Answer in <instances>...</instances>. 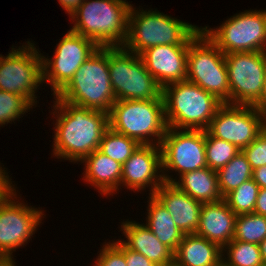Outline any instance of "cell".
Returning a JSON list of instances; mask_svg holds the SVG:
<instances>
[{"mask_svg":"<svg viewBox=\"0 0 266 266\" xmlns=\"http://www.w3.org/2000/svg\"><path fill=\"white\" fill-rule=\"evenodd\" d=\"M131 3L127 0H84L69 16L71 30L99 47H122L128 35Z\"/></svg>","mask_w":266,"mask_h":266,"instance_id":"7a4b0ae2","label":"cell"},{"mask_svg":"<svg viewBox=\"0 0 266 266\" xmlns=\"http://www.w3.org/2000/svg\"><path fill=\"white\" fill-rule=\"evenodd\" d=\"M84 0H58L60 6L70 16Z\"/></svg>","mask_w":266,"mask_h":266,"instance_id":"f35d334b","label":"cell"},{"mask_svg":"<svg viewBox=\"0 0 266 266\" xmlns=\"http://www.w3.org/2000/svg\"><path fill=\"white\" fill-rule=\"evenodd\" d=\"M261 115L266 118V74L263 84V90L261 96L258 100L252 105Z\"/></svg>","mask_w":266,"mask_h":266,"instance_id":"8d00e7d4","label":"cell"},{"mask_svg":"<svg viewBox=\"0 0 266 266\" xmlns=\"http://www.w3.org/2000/svg\"><path fill=\"white\" fill-rule=\"evenodd\" d=\"M254 213L266 216V188H260L254 207Z\"/></svg>","mask_w":266,"mask_h":266,"instance_id":"d590c367","label":"cell"},{"mask_svg":"<svg viewBox=\"0 0 266 266\" xmlns=\"http://www.w3.org/2000/svg\"><path fill=\"white\" fill-rule=\"evenodd\" d=\"M164 182L160 145H139L123 164L121 189L141 193L149 187V195H153Z\"/></svg>","mask_w":266,"mask_h":266,"instance_id":"2e32d148","label":"cell"},{"mask_svg":"<svg viewBox=\"0 0 266 266\" xmlns=\"http://www.w3.org/2000/svg\"><path fill=\"white\" fill-rule=\"evenodd\" d=\"M222 262V248L196 234H184L174 252L175 266H218Z\"/></svg>","mask_w":266,"mask_h":266,"instance_id":"7402d4cb","label":"cell"},{"mask_svg":"<svg viewBox=\"0 0 266 266\" xmlns=\"http://www.w3.org/2000/svg\"><path fill=\"white\" fill-rule=\"evenodd\" d=\"M0 266H17L14 259H0Z\"/></svg>","mask_w":266,"mask_h":266,"instance_id":"60d3db41","label":"cell"},{"mask_svg":"<svg viewBox=\"0 0 266 266\" xmlns=\"http://www.w3.org/2000/svg\"><path fill=\"white\" fill-rule=\"evenodd\" d=\"M236 218L237 215L228 207L224 199L203 203L195 234L223 248L234 238Z\"/></svg>","mask_w":266,"mask_h":266,"instance_id":"ffe728a7","label":"cell"},{"mask_svg":"<svg viewBox=\"0 0 266 266\" xmlns=\"http://www.w3.org/2000/svg\"><path fill=\"white\" fill-rule=\"evenodd\" d=\"M160 146L165 182L173 183L178 179L177 176L208 167L205 153V130L168 127ZM172 171L178 172L176 178L170 174Z\"/></svg>","mask_w":266,"mask_h":266,"instance_id":"7c38bea8","label":"cell"},{"mask_svg":"<svg viewBox=\"0 0 266 266\" xmlns=\"http://www.w3.org/2000/svg\"><path fill=\"white\" fill-rule=\"evenodd\" d=\"M130 7L128 35L123 47L139 55L157 45H189L201 26L171 17L153 9ZM142 9V10H141Z\"/></svg>","mask_w":266,"mask_h":266,"instance_id":"3957f363","label":"cell"},{"mask_svg":"<svg viewBox=\"0 0 266 266\" xmlns=\"http://www.w3.org/2000/svg\"><path fill=\"white\" fill-rule=\"evenodd\" d=\"M265 120L253 106L224 103L206 131L213 137L232 143L241 151L264 130Z\"/></svg>","mask_w":266,"mask_h":266,"instance_id":"9a60e30c","label":"cell"},{"mask_svg":"<svg viewBox=\"0 0 266 266\" xmlns=\"http://www.w3.org/2000/svg\"><path fill=\"white\" fill-rule=\"evenodd\" d=\"M139 145L136 140L108 128L102 136L99 150L123 165Z\"/></svg>","mask_w":266,"mask_h":266,"instance_id":"4316f807","label":"cell"},{"mask_svg":"<svg viewBox=\"0 0 266 266\" xmlns=\"http://www.w3.org/2000/svg\"><path fill=\"white\" fill-rule=\"evenodd\" d=\"M16 188L0 199V259H13V252L32 240L46 216L44 210L19 200Z\"/></svg>","mask_w":266,"mask_h":266,"instance_id":"8fae6325","label":"cell"},{"mask_svg":"<svg viewBox=\"0 0 266 266\" xmlns=\"http://www.w3.org/2000/svg\"><path fill=\"white\" fill-rule=\"evenodd\" d=\"M162 97L167 126L174 129L206 130L224 104L188 80L165 85Z\"/></svg>","mask_w":266,"mask_h":266,"instance_id":"5b68a950","label":"cell"},{"mask_svg":"<svg viewBox=\"0 0 266 266\" xmlns=\"http://www.w3.org/2000/svg\"><path fill=\"white\" fill-rule=\"evenodd\" d=\"M55 100V101H54ZM53 100L52 155L78 163L99 149L104 132L109 128L108 113ZM54 111V112H53ZM55 116V117H54Z\"/></svg>","mask_w":266,"mask_h":266,"instance_id":"6da1fadb","label":"cell"},{"mask_svg":"<svg viewBox=\"0 0 266 266\" xmlns=\"http://www.w3.org/2000/svg\"><path fill=\"white\" fill-rule=\"evenodd\" d=\"M102 245L93 266H127L125 255L111 241Z\"/></svg>","mask_w":266,"mask_h":266,"instance_id":"d6a6232c","label":"cell"},{"mask_svg":"<svg viewBox=\"0 0 266 266\" xmlns=\"http://www.w3.org/2000/svg\"><path fill=\"white\" fill-rule=\"evenodd\" d=\"M253 170L244 153L240 151L223 168L217 171L219 191L224 198L228 193L238 188L252 178Z\"/></svg>","mask_w":266,"mask_h":266,"instance_id":"d4e9b609","label":"cell"},{"mask_svg":"<svg viewBox=\"0 0 266 266\" xmlns=\"http://www.w3.org/2000/svg\"><path fill=\"white\" fill-rule=\"evenodd\" d=\"M252 170L266 165V131L263 130L255 140L241 150Z\"/></svg>","mask_w":266,"mask_h":266,"instance_id":"1f68e13d","label":"cell"},{"mask_svg":"<svg viewBox=\"0 0 266 266\" xmlns=\"http://www.w3.org/2000/svg\"><path fill=\"white\" fill-rule=\"evenodd\" d=\"M153 195L172 215L174 223L183 234L196 233L202 203L170 182H164Z\"/></svg>","mask_w":266,"mask_h":266,"instance_id":"ac0fdd59","label":"cell"},{"mask_svg":"<svg viewBox=\"0 0 266 266\" xmlns=\"http://www.w3.org/2000/svg\"><path fill=\"white\" fill-rule=\"evenodd\" d=\"M126 240L120 241L130 250L144 255L157 266L174 264V252L163 244L153 232L143 223L129 220L120 224Z\"/></svg>","mask_w":266,"mask_h":266,"instance_id":"d6986e66","label":"cell"},{"mask_svg":"<svg viewBox=\"0 0 266 266\" xmlns=\"http://www.w3.org/2000/svg\"><path fill=\"white\" fill-rule=\"evenodd\" d=\"M36 47L28 40L18 48L12 46L7 56L0 54V90L19 94L35 107L43 83L42 53Z\"/></svg>","mask_w":266,"mask_h":266,"instance_id":"30bf717a","label":"cell"},{"mask_svg":"<svg viewBox=\"0 0 266 266\" xmlns=\"http://www.w3.org/2000/svg\"><path fill=\"white\" fill-rule=\"evenodd\" d=\"M83 181L99 190L100 195L109 197L121 190L123 165L106 156L99 149L84 157Z\"/></svg>","mask_w":266,"mask_h":266,"instance_id":"44dd1931","label":"cell"},{"mask_svg":"<svg viewBox=\"0 0 266 266\" xmlns=\"http://www.w3.org/2000/svg\"><path fill=\"white\" fill-rule=\"evenodd\" d=\"M252 179L260 188H266V165L253 170Z\"/></svg>","mask_w":266,"mask_h":266,"instance_id":"74e56055","label":"cell"},{"mask_svg":"<svg viewBox=\"0 0 266 266\" xmlns=\"http://www.w3.org/2000/svg\"><path fill=\"white\" fill-rule=\"evenodd\" d=\"M53 99L109 113L116 101L108 66V47H99Z\"/></svg>","mask_w":266,"mask_h":266,"instance_id":"277c9868","label":"cell"},{"mask_svg":"<svg viewBox=\"0 0 266 266\" xmlns=\"http://www.w3.org/2000/svg\"><path fill=\"white\" fill-rule=\"evenodd\" d=\"M5 169L6 168H2V165H0V199L15 186V183H12L14 181H11L12 179L8 175V171Z\"/></svg>","mask_w":266,"mask_h":266,"instance_id":"e575fe53","label":"cell"},{"mask_svg":"<svg viewBox=\"0 0 266 266\" xmlns=\"http://www.w3.org/2000/svg\"><path fill=\"white\" fill-rule=\"evenodd\" d=\"M109 128L140 145H161L168 128L164 100H116L108 113Z\"/></svg>","mask_w":266,"mask_h":266,"instance_id":"8992f818","label":"cell"},{"mask_svg":"<svg viewBox=\"0 0 266 266\" xmlns=\"http://www.w3.org/2000/svg\"><path fill=\"white\" fill-rule=\"evenodd\" d=\"M201 30L224 54L265 51L266 9L244 10L214 29L205 26Z\"/></svg>","mask_w":266,"mask_h":266,"instance_id":"9c48e42d","label":"cell"},{"mask_svg":"<svg viewBox=\"0 0 266 266\" xmlns=\"http://www.w3.org/2000/svg\"><path fill=\"white\" fill-rule=\"evenodd\" d=\"M52 58L42 54L43 83H48L56 96L72 79L79 67L99 48L92 40L67 31Z\"/></svg>","mask_w":266,"mask_h":266,"instance_id":"4fadbf2b","label":"cell"},{"mask_svg":"<svg viewBox=\"0 0 266 266\" xmlns=\"http://www.w3.org/2000/svg\"><path fill=\"white\" fill-rule=\"evenodd\" d=\"M32 107L23 96L0 90V127L19 121Z\"/></svg>","mask_w":266,"mask_h":266,"instance_id":"4dcf8cb0","label":"cell"},{"mask_svg":"<svg viewBox=\"0 0 266 266\" xmlns=\"http://www.w3.org/2000/svg\"><path fill=\"white\" fill-rule=\"evenodd\" d=\"M230 104L252 106L261 96L266 74L264 51L225 54Z\"/></svg>","mask_w":266,"mask_h":266,"instance_id":"5bb4252c","label":"cell"},{"mask_svg":"<svg viewBox=\"0 0 266 266\" xmlns=\"http://www.w3.org/2000/svg\"><path fill=\"white\" fill-rule=\"evenodd\" d=\"M218 266H227L223 262H221Z\"/></svg>","mask_w":266,"mask_h":266,"instance_id":"b9f144b4","label":"cell"},{"mask_svg":"<svg viewBox=\"0 0 266 266\" xmlns=\"http://www.w3.org/2000/svg\"><path fill=\"white\" fill-rule=\"evenodd\" d=\"M259 189L260 187L251 178L228 193L223 199L236 215L249 214L254 212Z\"/></svg>","mask_w":266,"mask_h":266,"instance_id":"f546056e","label":"cell"},{"mask_svg":"<svg viewBox=\"0 0 266 266\" xmlns=\"http://www.w3.org/2000/svg\"><path fill=\"white\" fill-rule=\"evenodd\" d=\"M222 262L227 266H265L259 245L234 239L222 248Z\"/></svg>","mask_w":266,"mask_h":266,"instance_id":"484cf974","label":"cell"},{"mask_svg":"<svg viewBox=\"0 0 266 266\" xmlns=\"http://www.w3.org/2000/svg\"><path fill=\"white\" fill-rule=\"evenodd\" d=\"M108 66L116 100L163 99L162 87L139 55L123 46L108 47Z\"/></svg>","mask_w":266,"mask_h":266,"instance_id":"52a82bcc","label":"cell"},{"mask_svg":"<svg viewBox=\"0 0 266 266\" xmlns=\"http://www.w3.org/2000/svg\"><path fill=\"white\" fill-rule=\"evenodd\" d=\"M148 198V215L144 224L163 244L175 252L184 234L178 229L164 205L154 195H149Z\"/></svg>","mask_w":266,"mask_h":266,"instance_id":"cb8c5ba5","label":"cell"},{"mask_svg":"<svg viewBox=\"0 0 266 266\" xmlns=\"http://www.w3.org/2000/svg\"><path fill=\"white\" fill-rule=\"evenodd\" d=\"M188 47L189 45H157L142 51L139 56L147 71L163 88L186 80Z\"/></svg>","mask_w":266,"mask_h":266,"instance_id":"e0dca14e","label":"cell"},{"mask_svg":"<svg viewBox=\"0 0 266 266\" xmlns=\"http://www.w3.org/2000/svg\"><path fill=\"white\" fill-rule=\"evenodd\" d=\"M266 238V216L249 213L237 215L234 240L259 245Z\"/></svg>","mask_w":266,"mask_h":266,"instance_id":"83f0119b","label":"cell"},{"mask_svg":"<svg viewBox=\"0 0 266 266\" xmlns=\"http://www.w3.org/2000/svg\"><path fill=\"white\" fill-rule=\"evenodd\" d=\"M259 248L261 251L263 263L266 266V238L259 244Z\"/></svg>","mask_w":266,"mask_h":266,"instance_id":"ab89813d","label":"cell"},{"mask_svg":"<svg viewBox=\"0 0 266 266\" xmlns=\"http://www.w3.org/2000/svg\"><path fill=\"white\" fill-rule=\"evenodd\" d=\"M186 80L230 104L225 54L200 30L189 42Z\"/></svg>","mask_w":266,"mask_h":266,"instance_id":"ba28073f","label":"cell"},{"mask_svg":"<svg viewBox=\"0 0 266 266\" xmlns=\"http://www.w3.org/2000/svg\"><path fill=\"white\" fill-rule=\"evenodd\" d=\"M173 184L200 203H212L223 199L218 186L217 171L209 167L186 172Z\"/></svg>","mask_w":266,"mask_h":266,"instance_id":"603a6c76","label":"cell"},{"mask_svg":"<svg viewBox=\"0 0 266 266\" xmlns=\"http://www.w3.org/2000/svg\"><path fill=\"white\" fill-rule=\"evenodd\" d=\"M240 150L227 141L211 136L205 130V153L207 166L218 171L228 164Z\"/></svg>","mask_w":266,"mask_h":266,"instance_id":"f1b7e54d","label":"cell"},{"mask_svg":"<svg viewBox=\"0 0 266 266\" xmlns=\"http://www.w3.org/2000/svg\"><path fill=\"white\" fill-rule=\"evenodd\" d=\"M111 241L125 255L127 266H157L144 255L127 248L120 239Z\"/></svg>","mask_w":266,"mask_h":266,"instance_id":"836d02e7","label":"cell"},{"mask_svg":"<svg viewBox=\"0 0 266 266\" xmlns=\"http://www.w3.org/2000/svg\"><path fill=\"white\" fill-rule=\"evenodd\" d=\"M264 130L266 131V120L264 122Z\"/></svg>","mask_w":266,"mask_h":266,"instance_id":"7bdbcfd3","label":"cell"}]
</instances>
